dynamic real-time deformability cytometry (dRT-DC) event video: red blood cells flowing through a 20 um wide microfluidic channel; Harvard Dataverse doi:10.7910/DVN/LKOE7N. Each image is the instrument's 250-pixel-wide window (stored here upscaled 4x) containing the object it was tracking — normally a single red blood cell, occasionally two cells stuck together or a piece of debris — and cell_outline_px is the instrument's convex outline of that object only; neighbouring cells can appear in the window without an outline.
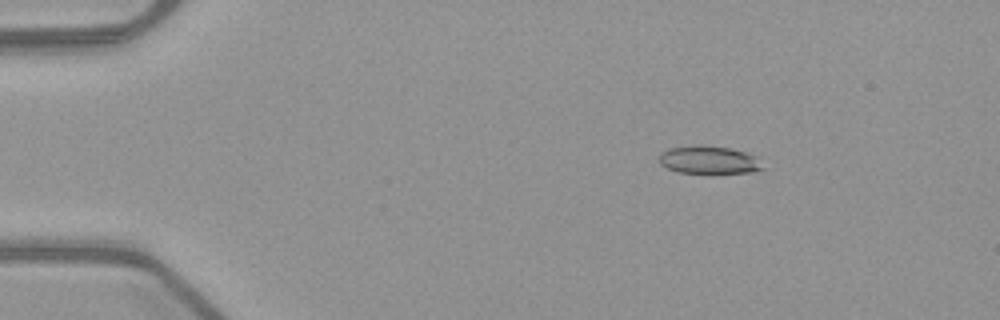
{"species": "common noctule bat (a hibernating species)", "species_latin": "Nyctalus noctula", "temperature_condition": "warm", "stored_images_in_passage": 53, "camera_frame_rate_fps": 3000, "um_per_image_px": 0.085, "animal": {"sex": "female", "body_mass_g": 21.9}, "frame": {"image": 1, "passage_image": 9, "time_ms": 2.667, "image_size_px": [1000, 320], "cell_outline_px": [[764, 168], [756, 172], [712, 176], [704, 176], [676, 172], [660, 164], [660, 152], [668, 148], [700, 144], [728, 148], [760, 156]], "centroid_in_image_um": [60.32, 13.65], "position_along_channel_um": 24.7, "area_um2": 18.15}}
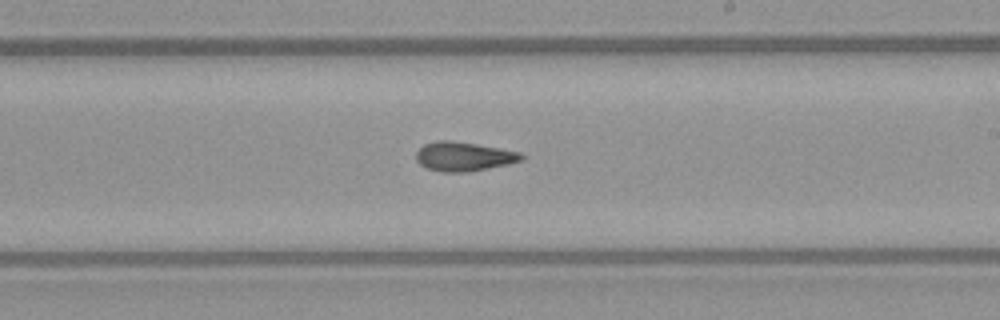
{"frame": {"image": 2, "passage_image": 32, "time_ms": 10.333, "image_size_px": [1000, 320], "cell_outline_px": [[524, 160], [508, 164], [468, 172], [440, 172], [428, 168], [420, 164], [416, 160], [416, 152], [424, 144], [436, 140], [452, 140], [500, 148], [520, 152], [524, 156]], "centroid_in_image_um": [39.42, 13.3], "position_along_channel_um": 249.6, "area_um2": 17.98}}
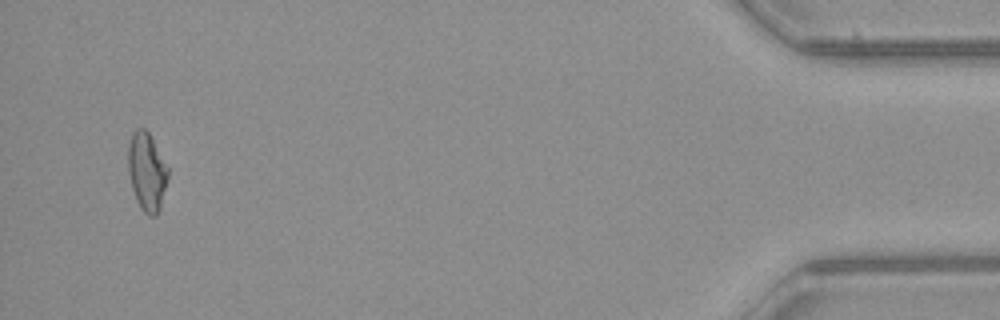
{"frame": {"image": 3, "passage_image": 51, "time_ms": 16.667, "image_size_px": [1000, 320], "cell_outline_px": [[168, 176], [160, 208], [156, 216], [148, 216], [140, 208], [136, 200], [132, 188], [128, 172], [128, 144], [132, 132], [136, 128], [144, 128], [148, 132], [168, 168]], "centroid_in_image_um": [12.46, 14.6], "position_along_channel_um": 422.7, "area_um2": 18.09}, "authors_computed_cell_mechanics": {"area_um2": 17.6868, "velocity_mm_per_s": 4.0123, "shape_relaxation_time_tau1_ms": null, "shape_relaxation_time_tau2_ms": 3.3968, "deformation_change_tau1": null, "deformation_change_tau2": 0.1123}}